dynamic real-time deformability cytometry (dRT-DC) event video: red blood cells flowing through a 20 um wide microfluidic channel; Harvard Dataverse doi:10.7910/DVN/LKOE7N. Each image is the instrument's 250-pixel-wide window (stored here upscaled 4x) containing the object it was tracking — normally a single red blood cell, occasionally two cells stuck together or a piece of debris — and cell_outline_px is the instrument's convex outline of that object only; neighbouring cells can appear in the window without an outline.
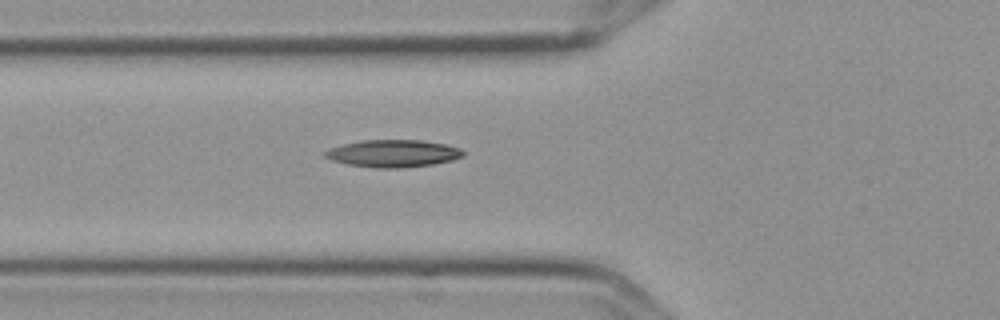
{"species": "Egyptian fruit bat (a non-hibernating species)", "species_latin": "Rousettus aegyptiacus", "temperature_condition": "cold", "stored_images_in_passage": 5, "camera_frame_rate_fps": 3000, "um_per_image_px": 0.085, "frame": {"image": 1, "passage_image": 5, "time_ms": 1.333, "image_size_px": [1000, 320], "cell_outline_px": [[464, 156], [452, 160], [432, 164], [396, 168], [376, 168], [348, 164], [332, 160], [324, 156], [324, 152], [328, 148], [360, 140], [424, 140], [444, 144], [460, 148], [464, 152]], "centroid_in_image_um": [33.4, 13.03], "position_along_channel_um": 92.4, "area_um2": 21.91}}